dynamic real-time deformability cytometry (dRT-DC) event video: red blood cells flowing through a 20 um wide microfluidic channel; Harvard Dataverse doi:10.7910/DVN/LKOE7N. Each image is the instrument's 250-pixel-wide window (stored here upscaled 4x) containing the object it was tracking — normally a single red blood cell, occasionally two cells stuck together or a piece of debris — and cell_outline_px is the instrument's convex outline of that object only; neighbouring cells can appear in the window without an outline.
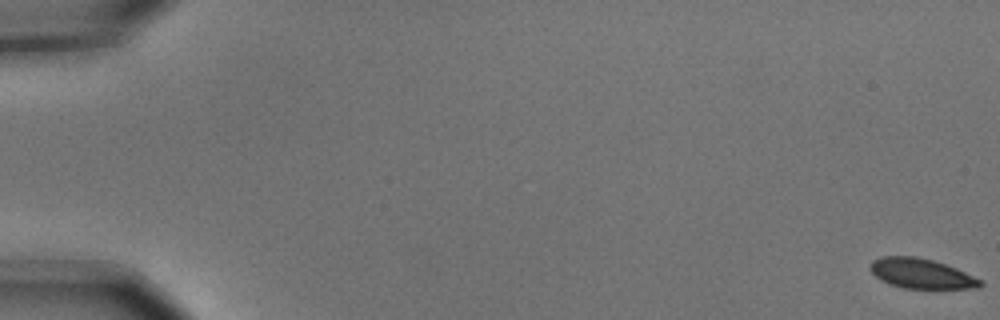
{"species": "common noctule bat (a hibernating species)", "species_latin": "Nyctalus noctula", "temperature_condition": "cold", "stored_images_in_passage": 6, "camera_frame_rate_fps": 3000, "um_per_image_px": 0.085, "animal": {"sex": "male", "body_mass_g": 15.6}, "frame": {"image": 1, "passage_image": 1, "time_ms": 0.0, "image_size_px": [1000, 320], "cell_outline_px": [[984, 284], [980, 288], [904, 288], [888, 284], [880, 280], [868, 268], [872, 260], [880, 256], [916, 256], [932, 260], [956, 268], [980, 280]], "centroid_in_image_um": [78.25, 23.24], "position_along_channel_um": 6.7, "area_um2": 19.13}}
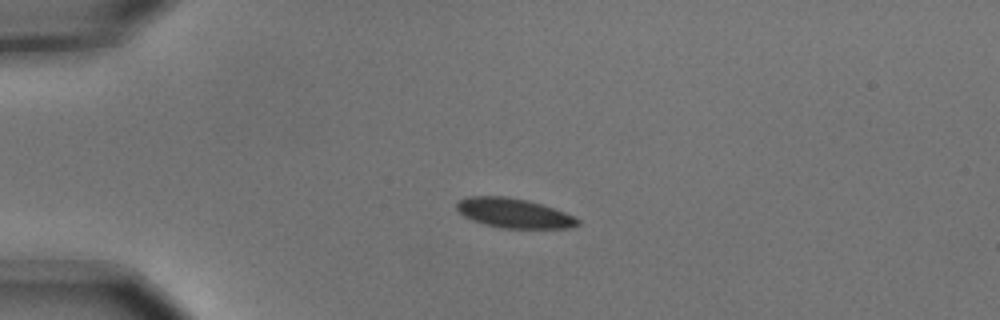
{"frame": {"image": 2, "passage_image": 5, "time_ms": 1.333, "image_size_px": [1000, 320], "cell_outline_px": [[580, 224], [572, 228], [500, 228], [484, 224], [472, 220], [464, 216], [456, 208], [456, 204], [460, 200], [468, 196], [504, 196], [528, 200], [576, 216], [580, 220]], "centroid_in_image_um": [43.7, 18.12], "position_along_channel_um": 41.3, "area_um2": 20.87}}